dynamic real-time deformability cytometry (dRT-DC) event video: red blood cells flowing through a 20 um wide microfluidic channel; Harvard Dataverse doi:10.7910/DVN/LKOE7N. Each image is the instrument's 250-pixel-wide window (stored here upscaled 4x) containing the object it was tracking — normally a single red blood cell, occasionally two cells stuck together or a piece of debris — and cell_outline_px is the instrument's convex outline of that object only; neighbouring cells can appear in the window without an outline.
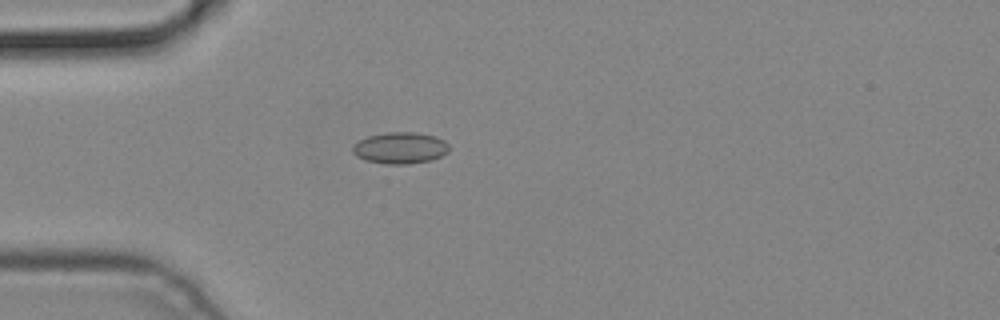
{"species": "common noctule bat (a hibernating species)", "species_latin": "Nyctalus noctula", "temperature_condition": "cold", "stored_images_in_passage": 3, "camera_frame_rate_fps": 3000, "um_per_image_px": 0.085, "animal": {"sex": "male", "body_mass_g": 19.2, "forearm_length_mm": 51.8}, "frame": {"image": 1, "passage_image": 3, "time_ms": 0.667, "image_size_px": [1000, 320], "cell_outline_px": [[448, 152], [432, 160], [408, 164], [388, 164], [364, 160], [356, 156], [352, 152], [352, 148], [360, 140], [368, 136], [388, 132], [416, 132], [436, 136], [444, 140], [448, 144]], "centroid_in_image_um": [34.03, 12.57], "position_along_channel_um": 51.0, "area_um2": 17.69}}